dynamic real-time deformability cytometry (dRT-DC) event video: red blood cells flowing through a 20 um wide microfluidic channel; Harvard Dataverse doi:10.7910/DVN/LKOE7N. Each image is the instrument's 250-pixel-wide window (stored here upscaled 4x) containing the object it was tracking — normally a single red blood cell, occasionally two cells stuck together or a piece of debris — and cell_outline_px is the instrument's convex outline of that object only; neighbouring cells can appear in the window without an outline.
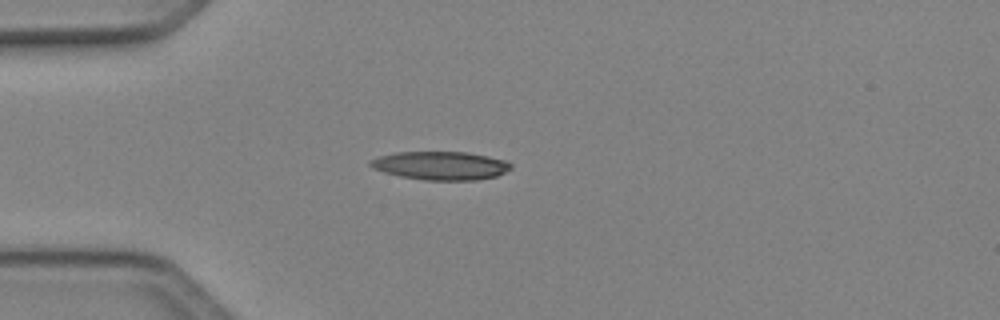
{"species": "Egyptian fruit bat (a non-hibernating species)", "species_latin": "Rousettus aegyptiacus", "temperature_condition": "cold", "stored_images_in_passage": 37, "camera_frame_rate_fps": 3000, "um_per_image_px": 0.085, "animal": {"sex": "female"}, "frame": {"image": 1, "passage_image": 1, "time_ms": 0.0, "image_size_px": [1000, 320], "cell_outline_px": [[512, 168], [496, 176], [476, 180], [424, 180], [400, 176], [384, 172], [372, 168], [368, 164], [368, 160], [380, 156], [396, 152], [468, 152], [488, 156], [504, 160], [512, 164]], "centroid_in_image_um": [37.43, 14.07], "position_along_channel_um": 47.6, "area_um2": 23.29}}
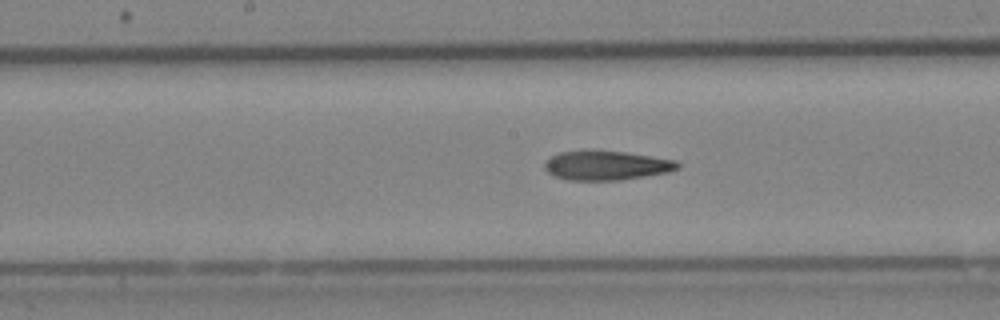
{"frame": {"image": 2, "passage_image": 13, "time_ms": 4.0, "image_size_px": [1000, 320], "cell_outline_px": [[680, 168], [668, 172], [620, 180], [568, 180], [556, 176], [548, 172], [544, 168], [544, 164], [552, 156], [560, 152], [624, 152], [676, 160], [680, 164]], "centroid_in_image_um": [51.58, 14.09], "position_along_channel_um": 196.6, "area_um2": 22.08}}
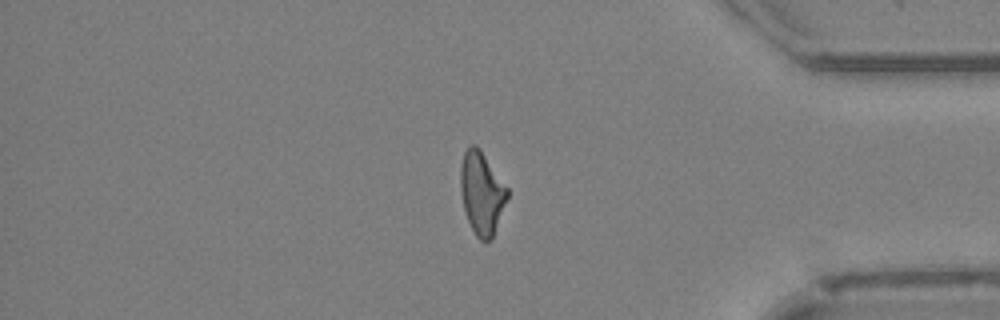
{"frame": {"image": 3, "passage_image": 29, "time_ms": 9.333, "image_size_px": [1000, 320], "cell_outline_px": [[508, 196], [492, 240], [480, 240], [476, 236], [468, 220], [464, 208], [460, 188], [460, 168], [464, 152], [468, 144], [476, 144], [480, 148], [508, 188]], "centroid_in_image_um": [40.94, 16.37], "position_along_channel_um": 394.3, "area_um2": 22.54}, "authors_computed_cell_mechanics": {"area_um2": 22.7154, "velocity_mm_per_s": 4.1558, "shape_relaxation_time_tau1_ms": null, "shape_relaxation_time_tau2_ms": 4.1833, "deformation_change_tau1": null, "deformation_change_tau2": 0.1516}}